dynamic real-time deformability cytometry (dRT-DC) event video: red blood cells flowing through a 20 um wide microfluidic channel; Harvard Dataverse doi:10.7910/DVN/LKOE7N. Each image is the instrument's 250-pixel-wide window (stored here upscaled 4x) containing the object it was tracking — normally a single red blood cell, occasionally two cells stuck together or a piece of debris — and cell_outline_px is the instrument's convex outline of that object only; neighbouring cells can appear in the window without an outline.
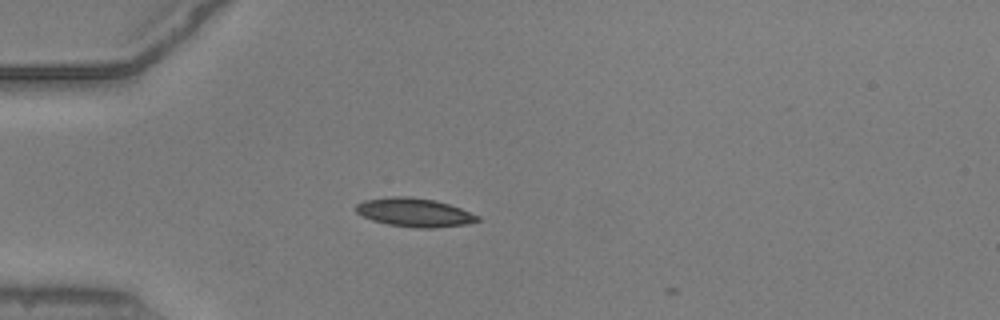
{"species": "common noctule bat (a hibernating species)", "species_latin": "Nyctalus noctula", "temperature_condition": "warm", "stored_images_in_passage": 2, "camera_frame_rate_fps": 3000, "um_per_image_px": 0.085, "animal": {"sex": "male", "body_mass_g": 20.5, "forearm_length_mm": 52.5}, "frame": {"image": 1, "passage_image": 1, "time_ms": 0.0, "image_size_px": [1000, 320], "cell_outline_px": [[480, 220], [468, 224], [436, 228], [416, 228], [388, 224], [372, 220], [356, 212], [352, 208], [356, 204], [364, 200], [392, 196], [412, 196], [436, 200], [460, 208], [480, 216]], "centroid_in_image_um": [35.22, 18.05], "position_along_channel_um": 49.8, "area_um2": 20.52}}